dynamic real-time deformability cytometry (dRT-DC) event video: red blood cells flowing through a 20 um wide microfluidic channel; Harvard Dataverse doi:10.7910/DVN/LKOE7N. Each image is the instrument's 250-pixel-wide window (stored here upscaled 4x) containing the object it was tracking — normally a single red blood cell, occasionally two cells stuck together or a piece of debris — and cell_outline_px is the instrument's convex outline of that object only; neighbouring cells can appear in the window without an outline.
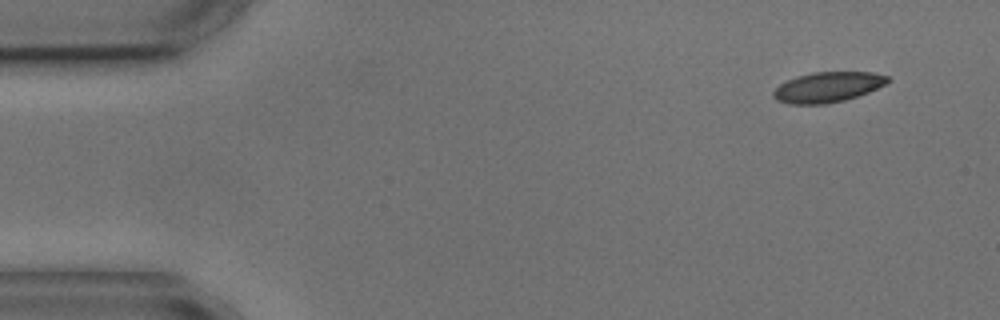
{"species": "common noctule bat (a hibernating species)", "species_latin": "Nyctalus noctula", "temperature_condition": "cold", "stored_images_in_passage": 4, "camera_frame_rate_fps": 3000, "um_per_image_px": 0.085, "animal": {"sex": "male", "body_mass_g": 17.9, "forearm_length_mm": 54.2}, "frame": {"image": 1, "passage_image": 1, "time_ms": 0.0, "image_size_px": [1000, 320], "cell_outline_px": [[892, 80], [868, 92], [844, 100], [824, 104], [788, 104], [776, 100], [772, 96], [772, 92], [780, 84], [796, 76], [812, 72], [872, 72], [888, 76]], "centroid_in_image_um": [70.33, 7.4], "position_along_channel_um": 14.7, "area_um2": 20.11}}
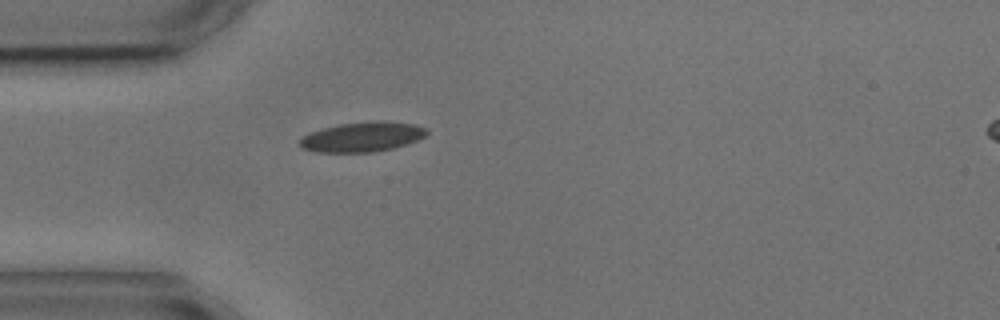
{"frame": {"image": 2, "passage_image": 4, "time_ms": 3.667, "image_size_px": [1000, 320], "cell_outline_px": [[428, 132], [424, 136], [408, 144], [392, 148], [372, 152], [316, 152], [304, 148], [300, 144], [300, 140], [304, 136], [312, 132], [324, 128], [340, 124], [376, 120], [384, 120], [416, 124], [428, 128]], "centroid_in_image_um": [30.86, 11.62], "position_along_channel_um": 54.1, "area_um2": 21.96}}